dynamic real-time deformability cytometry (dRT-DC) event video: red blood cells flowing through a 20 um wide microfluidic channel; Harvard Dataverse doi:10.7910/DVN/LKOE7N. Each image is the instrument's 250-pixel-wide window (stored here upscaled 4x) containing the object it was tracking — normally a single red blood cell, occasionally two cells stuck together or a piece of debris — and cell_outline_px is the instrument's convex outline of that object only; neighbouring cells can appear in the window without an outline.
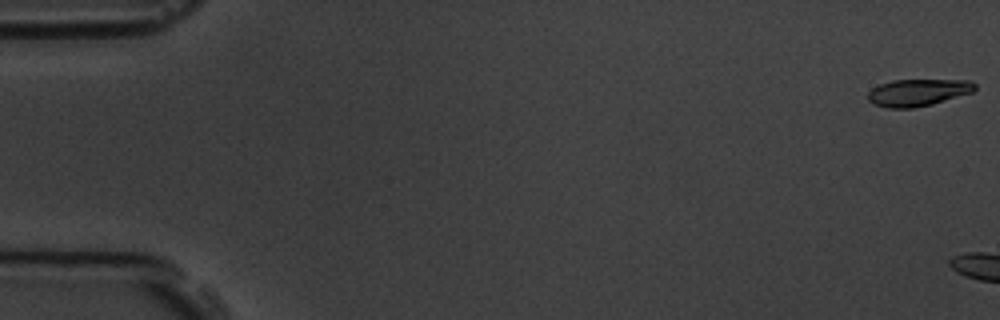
{"species": "common noctule bat (a hibernating species)", "species_latin": "Nyctalus noctula", "temperature_condition": "room temperature", "stored_images_in_passage": 6, "camera_frame_rate_fps": 3000, "um_per_image_px": 0.085, "animal": {"sex": "male", "body_mass_g": 19.5, "forearm_length_mm": 54.6}, "frame": {"image": 1, "passage_image": 1, "time_ms": 0.0, "image_size_px": [1000, 320], "cell_outline_px": [[976, 88], [972, 92], [932, 104], [912, 108], [888, 108], [872, 104], [868, 100], [868, 92], [872, 88], [880, 84], [892, 80], [972, 80], [976, 84]], "centroid_in_image_um": [78.01, 7.86], "position_along_channel_um": 7.0, "area_um2": 16.88}}
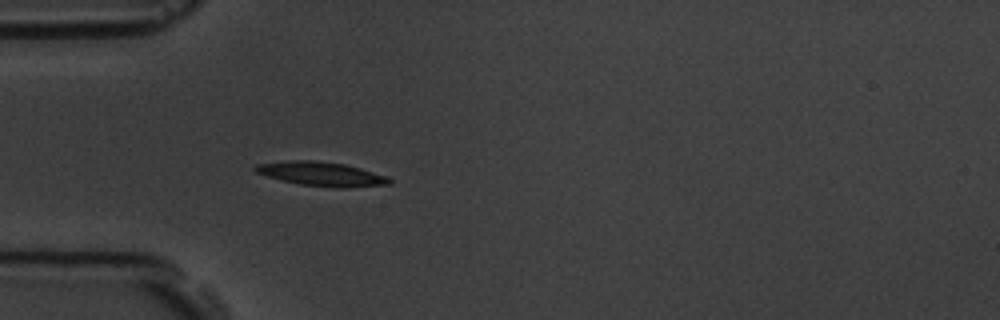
{"frame": {"image": 2, "passage_image": 6, "time_ms": 6.667, "image_size_px": [1000, 320], "cell_outline_px": [[392, 184], [348, 188], [340, 188], [300, 184], [280, 180], [256, 172], [252, 168], [256, 164], [288, 160], [316, 160], [344, 164], [360, 168], [384, 176], [392, 180]], "centroid_in_image_um": [27.3, 14.78], "position_along_channel_um": 57.7, "area_um2": 18.79}}